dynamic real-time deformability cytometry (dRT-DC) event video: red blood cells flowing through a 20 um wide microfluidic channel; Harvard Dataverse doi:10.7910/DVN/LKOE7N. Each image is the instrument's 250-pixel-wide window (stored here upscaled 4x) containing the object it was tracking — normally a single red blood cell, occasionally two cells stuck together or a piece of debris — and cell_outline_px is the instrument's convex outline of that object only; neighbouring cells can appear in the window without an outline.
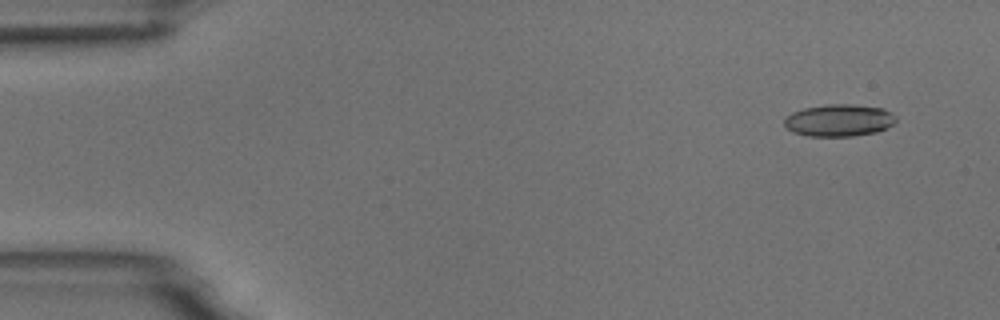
{"species": "common noctule bat (a hibernating species)", "species_latin": "Nyctalus noctula", "temperature_condition": "room temperature", "stored_images_in_passage": 5, "camera_frame_rate_fps": 3000, "um_per_image_px": 0.085, "animal": {"sex": "male", "body_mass_g": 18.8}, "frame": {"image": 1, "passage_image": 2, "time_ms": 1.0, "image_size_px": [1000, 320], "cell_outline_px": [[896, 120], [892, 124], [876, 132], [852, 136], [808, 136], [792, 132], [784, 124], [784, 116], [792, 112], [804, 108], [824, 104], [852, 104], [884, 108], [892, 112], [896, 116]], "centroid_in_image_um": [71.29, 10.21], "position_along_channel_um": 13.7, "area_um2": 21.04}}
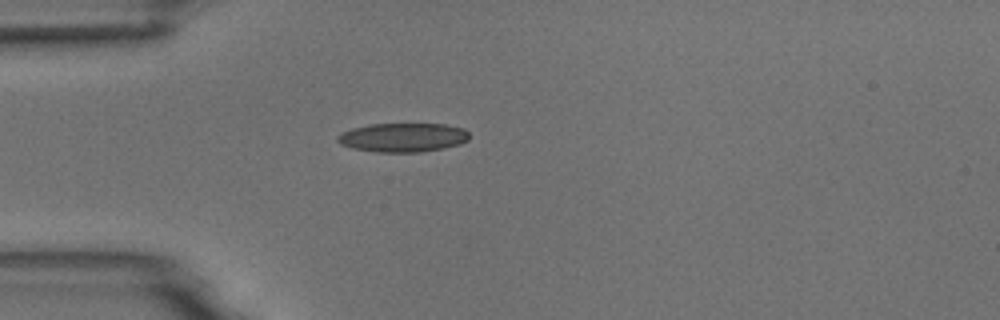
{"frame": {"image": 2, "passage_image": 5, "time_ms": 4.667, "image_size_px": [1000, 320], "cell_outline_px": [[468, 140], [460, 144], [444, 148], [420, 152], [376, 152], [352, 148], [340, 144], [336, 140], [336, 136], [352, 128], [368, 124], [444, 124], [464, 128], [468, 132]], "centroid_in_image_um": [34.24, 11.68], "position_along_channel_um": 50.8, "area_um2": 22.31}}